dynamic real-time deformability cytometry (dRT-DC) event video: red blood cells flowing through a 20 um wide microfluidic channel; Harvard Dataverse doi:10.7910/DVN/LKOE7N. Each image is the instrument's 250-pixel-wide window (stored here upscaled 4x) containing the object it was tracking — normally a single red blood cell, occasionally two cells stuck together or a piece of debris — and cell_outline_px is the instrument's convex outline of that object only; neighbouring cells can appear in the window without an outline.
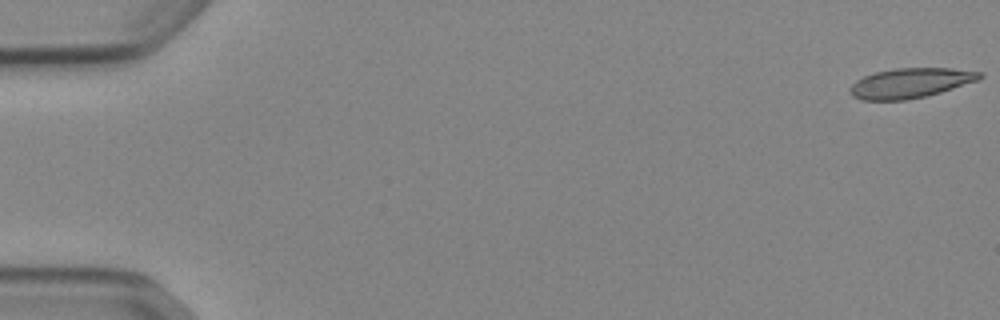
{"species": "Egyptian fruit bat (a non-hibernating species)", "species_latin": "Rousettus aegyptiacus", "temperature_condition": "cold", "stored_images_in_passage": 53, "camera_frame_rate_fps": 3000, "um_per_image_px": 0.085, "animal": {"sex": "female"}, "frame": {"image": 1, "passage_image": 1, "time_ms": 0.0, "image_size_px": [1000, 320], "cell_outline_px": [[984, 76], [976, 80], [940, 92], [924, 96], [904, 100], [860, 100], [852, 96], [848, 92], [852, 84], [856, 80], [864, 76], [876, 72], [896, 68], [952, 68], [984, 72]], "centroid_in_image_um": [77.35, 7.05], "position_along_channel_um": 7.6, "area_um2": 22.43}}
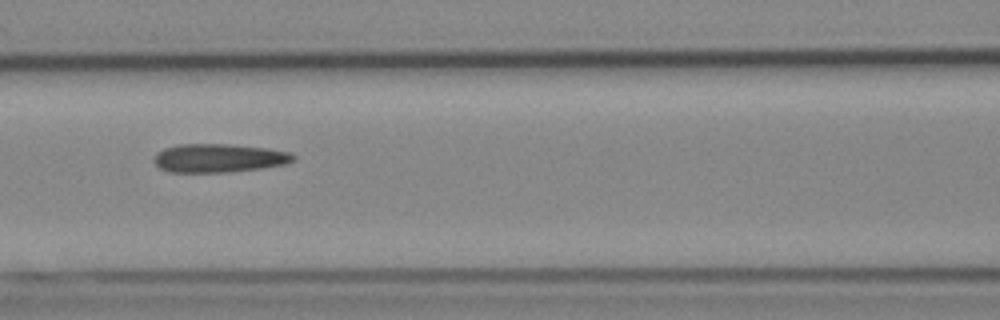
{"frame": {"image": 2, "passage_image": 24, "time_ms": 7.667, "image_size_px": [1000, 320], "cell_outline_px": [[296, 160], [284, 164], [260, 168], [228, 172], [168, 172], [160, 168], [152, 160], [156, 152], [164, 148], [180, 144], [228, 144], [268, 148], [288, 152], [296, 156]], "centroid_in_image_um": [18.57, 13.43], "position_along_channel_um": 148.0, "area_um2": 23.24}}
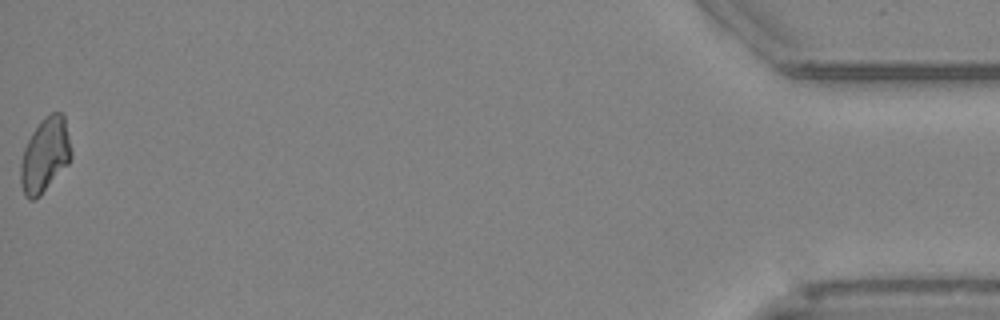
{"frame": {"image": 3, "passage_image": 53, "time_ms": 17.333, "image_size_px": [1000, 320], "cell_outline_px": [[72, 156], [68, 164], [40, 196], [36, 200], [28, 200], [24, 196], [20, 184], [20, 164], [24, 148], [32, 132], [40, 120], [44, 116], [52, 112], [60, 112], [64, 116], [72, 152]], "centroid_in_image_um": [3.81, 13.21], "position_along_channel_um": 431.4, "area_um2": 22.14}, "authors_computed_cell_mechanics": {"area_um2": 22.7154, "velocity_mm_per_s": 3.8904, "shape_relaxation_time_tau1_ms": null, "shape_relaxation_time_tau2_ms": 4.9652, "deformation_change_tau1": null, "deformation_change_tau2": 0.1309}}